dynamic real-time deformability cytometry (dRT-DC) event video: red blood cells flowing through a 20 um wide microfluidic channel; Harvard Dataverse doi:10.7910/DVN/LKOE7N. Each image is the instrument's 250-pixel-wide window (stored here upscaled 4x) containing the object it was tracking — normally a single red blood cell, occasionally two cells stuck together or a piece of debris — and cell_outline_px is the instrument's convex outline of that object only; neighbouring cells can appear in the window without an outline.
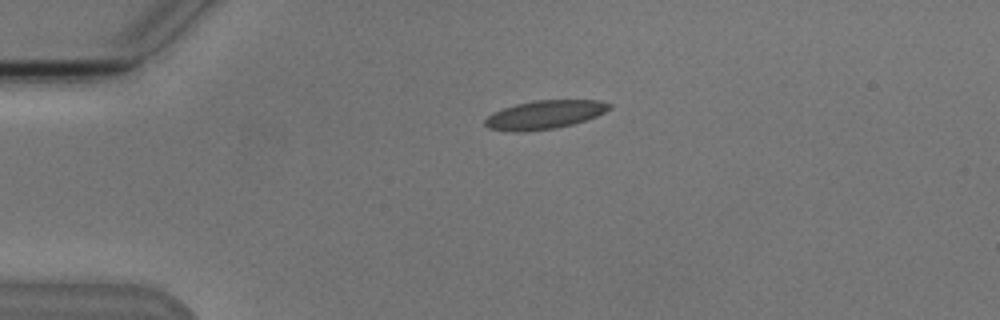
{"species": "Egyptian fruit bat (a non-hibernating species)", "species_latin": "Rousettus aegyptiacus", "temperature_condition": "cold", "stored_images_in_passage": 3, "camera_frame_rate_fps": 3000, "um_per_image_px": 0.085, "animal": {"sex": "male"}, "frame": {"image": 1, "passage_image": 2, "time_ms": 1.333, "image_size_px": [1000, 320], "cell_outline_px": [[612, 108], [596, 116], [572, 124], [556, 128], [524, 132], [508, 132], [488, 128], [484, 124], [484, 120], [488, 116], [504, 108], [516, 104], [536, 100], [600, 100], [612, 104]], "centroid_in_image_um": [46.29, 9.76], "position_along_channel_um": 38.7, "area_um2": 20.69}}